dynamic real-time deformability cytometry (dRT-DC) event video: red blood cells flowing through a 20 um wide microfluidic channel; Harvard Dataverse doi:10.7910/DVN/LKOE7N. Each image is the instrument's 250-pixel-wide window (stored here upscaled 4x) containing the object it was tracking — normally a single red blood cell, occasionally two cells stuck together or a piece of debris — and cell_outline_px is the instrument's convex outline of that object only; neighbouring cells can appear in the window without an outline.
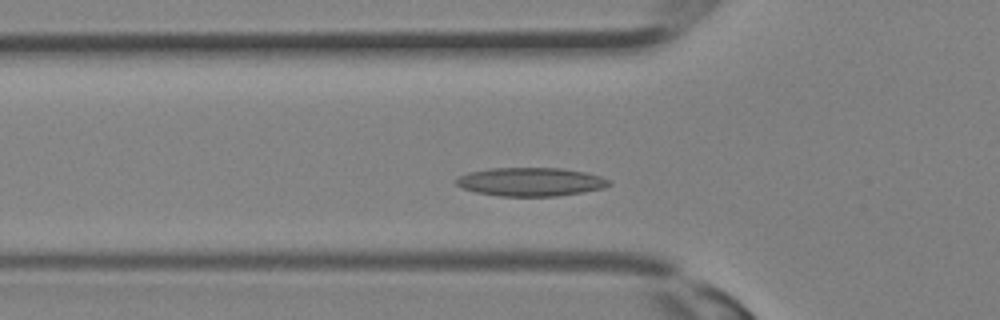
{"species": "Egyptian fruit bat (a non-hibernating species)", "species_latin": "Rousettus aegyptiacus", "temperature_condition": "room temperature", "stored_images_in_passage": 28, "camera_frame_rate_fps": 3000, "um_per_image_px": 0.085, "animal": {"sex": "female"}, "frame": {"image": 1, "passage_image": 7, "time_ms": 2.0, "image_size_px": [1000, 320], "cell_outline_px": [[612, 184], [604, 188], [584, 192], [556, 196], [500, 196], [476, 192], [464, 188], [456, 184], [456, 180], [460, 176], [468, 172], [492, 168], [560, 168], [588, 172], [600, 176], [608, 180]], "centroid_in_image_um": [45.15, 15.45], "position_along_channel_um": 80.7, "area_um2": 25.37}}
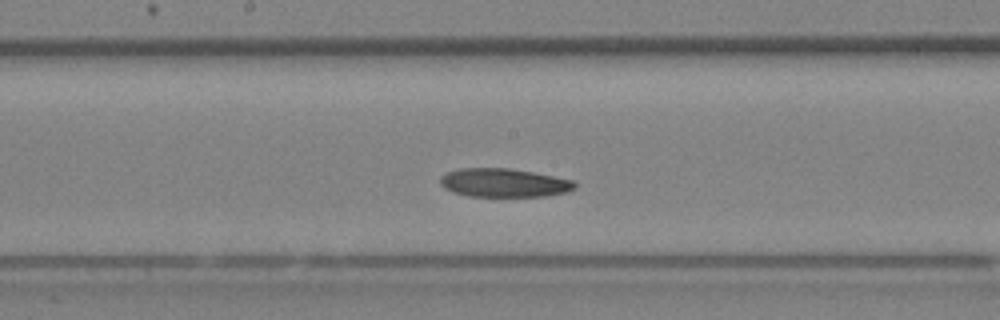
{"frame": {"image": 2, "passage_image": 13, "time_ms": 4.0, "image_size_px": [1000, 320], "cell_outline_px": [[576, 188], [568, 192], [548, 196], [468, 196], [452, 192], [444, 188], [440, 184], [440, 176], [444, 172], [460, 168], [508, 168], [532, 172], [576, 180]], "centroid_in_image_um": [42.83, 15.53], "position_along_channel_um": 205.4, "area_um2": 22.72}}
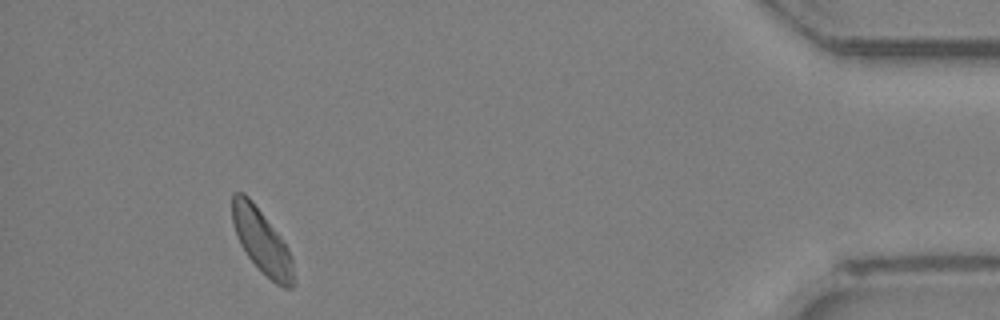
{"frame": {"image": 3, "passage_image": 26, "time_ms": 8.333, "image_size_px": [1000, 320], "cell_outline_px": [[292, 288], [284, 288], [276, 284], [248, 256], [240, 244], [236, 236], [232, 220], [232, 192], [244, 192], [252, 200], [280, 236], [288, 248], [292, 256]], "centroid_in_image_um": [22.22, 20.45], "position_along_channel_um": 413.0, "area_um2": 22.43}}